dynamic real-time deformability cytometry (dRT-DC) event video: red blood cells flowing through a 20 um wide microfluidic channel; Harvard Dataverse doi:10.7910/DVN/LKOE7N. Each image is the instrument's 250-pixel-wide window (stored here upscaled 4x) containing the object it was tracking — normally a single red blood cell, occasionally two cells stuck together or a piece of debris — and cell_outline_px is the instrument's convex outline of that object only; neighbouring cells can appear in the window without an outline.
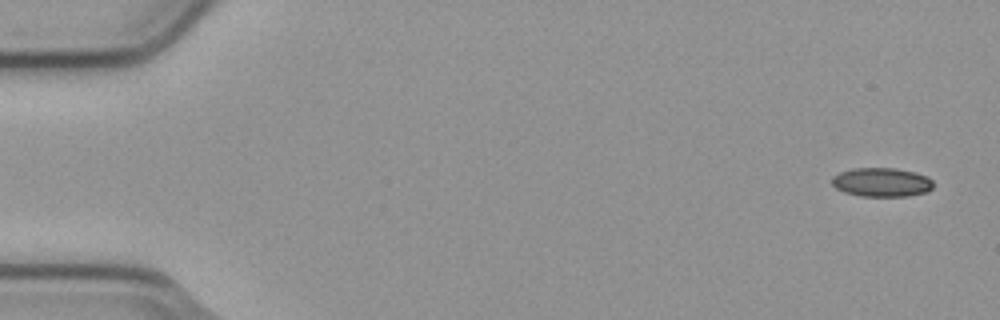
{"species": "common noctule bat (a hibernating species)", "species_latin": "Nyctalus noctula", "temperature_condition": "cold", "stored_images_in_passage": 5, "camera_frame_rate_fps": 3000, "um_per_image_px": 0.085, "animal": {"sex": "male", "body_mass_g": 23.1, "forearm_length_mm": 52.7}, "frame": {"image": 1, "passage_image": 1, "time_ms": 0.0, "image_size_px": [1000, 320], "cell_outline_px": [[932, 188], [928, 192], [908, 196], [860, 196], [844, 192], [836, 188], [832, 184], [832, 176], [840, 172], [852, 168], [896, 168], [916, 172], [928, 176], [932, 180]], "centroid_in_image_um": [74.95, 15.48], "position_along_channel_um": 10.0, "area_um2": 17.28}}
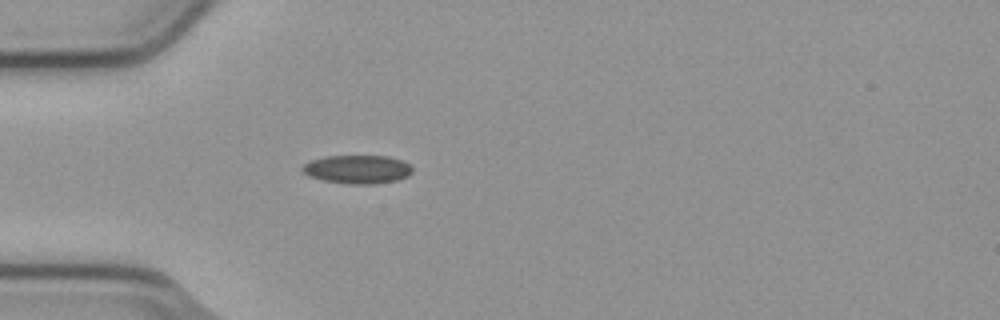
{"frame": {"image": 2, "passage_image": 5, "time_ms": 1.333, "image_size_px": [1000, 320], "cell_outline_px": [[412, 172], [408, 176], [396, 180], [372, 184], [348, 184], [324, 180], [308, 176], [300, 168], [308, 160], [324, 156], [388, 156], [400, 160], [408, 164], [412, 168]], "centroid_in_image_um": [30.34, 14.38], "position_along_channel_um": 54.7, "area_um2": 18.26}}